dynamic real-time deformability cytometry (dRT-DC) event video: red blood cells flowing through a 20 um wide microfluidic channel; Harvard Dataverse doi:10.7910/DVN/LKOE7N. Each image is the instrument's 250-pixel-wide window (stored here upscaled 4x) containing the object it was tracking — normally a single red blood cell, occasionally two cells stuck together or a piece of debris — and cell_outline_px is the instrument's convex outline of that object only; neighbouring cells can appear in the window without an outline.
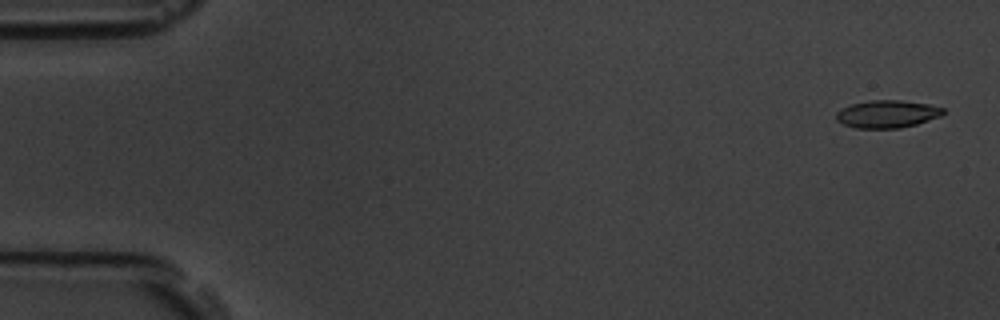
{"species": "common noctule bat (a hibernating species)", "species_latin": "Nyctalus noctula", "temperature_condition": "room temperature", "stored_images_in_passage": 3, "camera_frame_rate_fps": 3000, "um_per_image_px": 0.085, "animal": {"sex": "male", "body_mass_g": 19.5, "forearm_length_mm": 54.6}, "frame": {"image": 1, "passage_image": 1, "time_ms": 0.0, "image_size_px": [1000, 320], "cell_outline_px": [[944, 112], [940, 116], [916, 124], [900, 128], [856, 128], [844, 124], [836, 120], [836, 112], [852, 104], [872, 100], [900, 100], [928, 104], [944, 108]], "centroid_in_image_um": [75.41, 9.69], "position_along_channel_um": 9.6, "area_um2": 16.99}}